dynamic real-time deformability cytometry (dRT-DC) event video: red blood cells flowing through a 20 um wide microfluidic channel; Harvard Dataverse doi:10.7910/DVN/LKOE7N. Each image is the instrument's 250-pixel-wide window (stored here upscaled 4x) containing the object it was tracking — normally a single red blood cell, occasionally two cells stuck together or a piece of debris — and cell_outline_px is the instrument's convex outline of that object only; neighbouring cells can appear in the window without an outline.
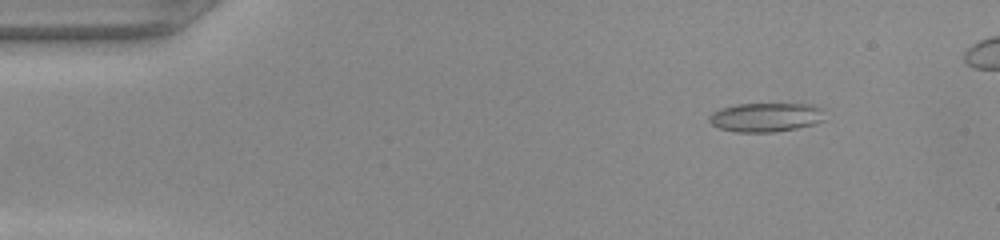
{"species": "common noctule bat (a hibernating species)", "species_latin": "Nyctalus noctula", "temperature_condition": "warm", "stored_images_in_passage": 47, "camera_frame_rate_fps": 3000, "um_per_image_px": 0.085, "animal": {"sex": "female", "body_mass_g": 22.0, "forearm_length_mm": 56.7}, "frame": {"image": 1, "passage_image": 6, "time_ms": 1.667, "image_size_px": [1000, 240], "cell_outline_px": [[824, 120], [816, 124], [796, 128], [772, 132], [736, 132], [720, 128], [712, 124], [708, 120], [708, 116], [712, 112], [720, 108], [736, 104], [812, 104], [820, 108]], "centroid_in_image_um": [65.06, 9.96], "position_along_channel_um": 19.9, "area_um2": 19.54}}
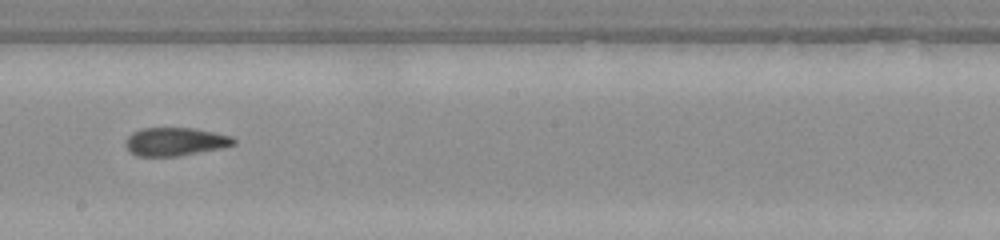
{"frame": {"image": 2, "passage_image": 28, "time_ms": 9.0, "image_size_px": [1000, 240], "cell_outline_px": [[236, 144], [220, 148], [176, 156], [136, 156], [128, 152], [124, 140], [132, 132], [140, 128], [196, 128], [232, 136], [236, 140]], "centroid_in_image_um": [14.85, 12.03], "position_along_channel_um": 233.3, "area_um2": 17.92}}
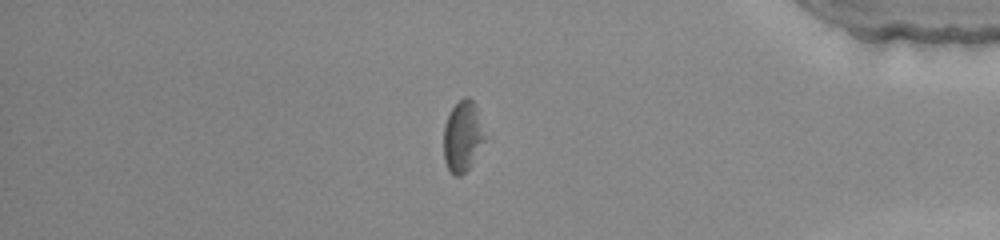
{"frame": {"image": 3, "passage_image": 42, "time_ms": 13.667, "image_size_px": [1000, 240], "cell_outline_px": [[484, 140], [472, 164], [460, 176], [456, 176], [448, 168], [444, 160], [444, 124], [452, 108], [464, 96], [468, 96], [476, 104], [484, 136]], "centroid_in_image_um": [39.31, 11.57], "position_along_channel_um": 395.9, "area_um2": 16.65}}